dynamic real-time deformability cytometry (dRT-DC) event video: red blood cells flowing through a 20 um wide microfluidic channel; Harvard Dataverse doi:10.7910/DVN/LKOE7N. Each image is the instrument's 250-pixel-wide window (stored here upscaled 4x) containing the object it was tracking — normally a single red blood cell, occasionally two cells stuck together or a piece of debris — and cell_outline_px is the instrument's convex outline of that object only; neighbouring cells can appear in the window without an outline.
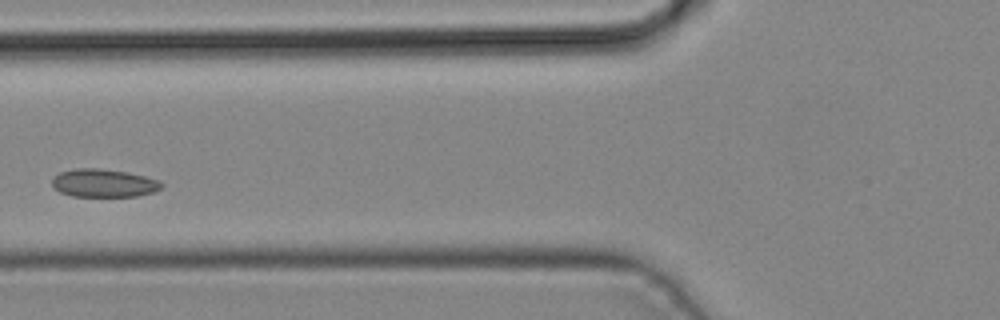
{"species": "common noctule bat (a hibernating species)", "species_latin": "Nyctalus noctula", "temperature_condition": "cold", "stored_images_in_passage": 4, "camera_frame_rate_fps": 3000, "um_per_image_px": 0.085, "animal": {"sex": "male", "body_mass_g": 19.2, "forearm_length_mm": 51.8}, "frame": {"image": 1, "passage_image": 4, "time_ms": 1.0, "image_size_px": [1000, 320], "cell_outline_px": [[164, 184], [160, 188], [152, 192], [136, 196], [72, 196], [60, 192], [52, 188], [52, 180], [60, 172], [76, 168], [96, 168], [128, 172], [160, 180]], "centroid_in_image_um": [8.8, 15.56], "position_along_channel_um": 117.0, "area_um2": 17.86}}